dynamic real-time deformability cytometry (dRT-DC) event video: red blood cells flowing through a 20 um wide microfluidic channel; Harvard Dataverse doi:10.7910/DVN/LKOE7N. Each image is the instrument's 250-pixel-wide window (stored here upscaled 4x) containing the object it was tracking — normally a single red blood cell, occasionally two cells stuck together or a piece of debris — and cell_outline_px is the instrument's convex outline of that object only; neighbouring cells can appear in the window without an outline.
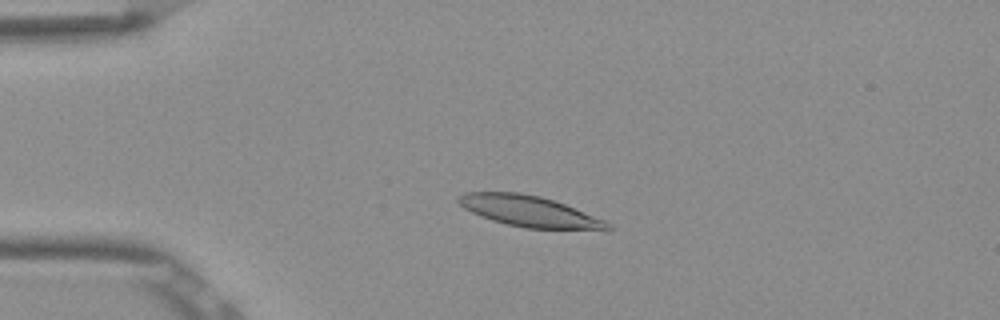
{"species": "Egyptian fruit bat (a non-hibernating species)", "species_latin": "Rousettus aegyptiacus", "temperature_condition": "room temperature", "stored_images_in_passage": 53, "camera_frame_rate_fps": 3000, "um_per_image_px": 0.085, "frame": {"image": 1, "passage_image": 13, "time_ms": 4.0, "image_size_px": [1000, 320], "cell_outline_px": [[616, 228], [608, 232], [524, 228], [492, 220], [480, 216], [464, 208], [456, 200], [464, 192], [520, 192], [540, 196], [564, 204], [604, 220], [612, 224]], "centroid_in_image_um": [45.13, 18.01], "position_along_channel_um": 39.9, "area_um2": 27.51}}
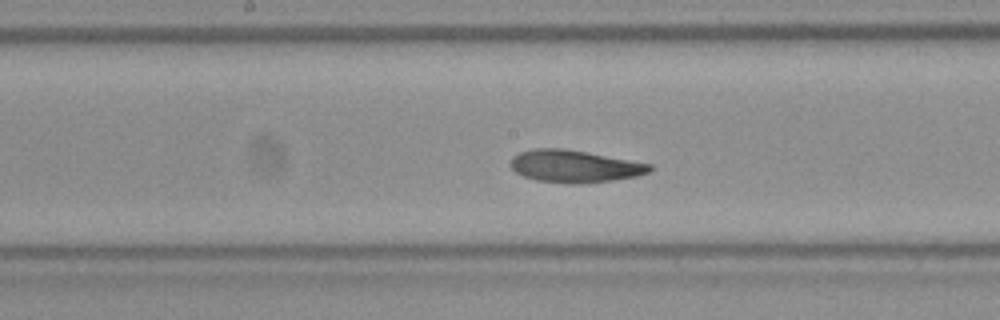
{"frame": {"image": 2, "passage_image": 28, "time_ms": 9.0, "image_size_px": [1000, 320], "cell_outline_px": [[652, 168], [648, 172], [636, 176], [612, 180], [572, 184], [536, 180], [524, 176], [516, 172], [508, 164], [512, 156], [520, 152], [532, 148], [564, 148], [652, 164]], "centroid_in_image_um": [48.78, 14.12], "position_along_channel_um": 199.4, "area_um2": 26.07}}
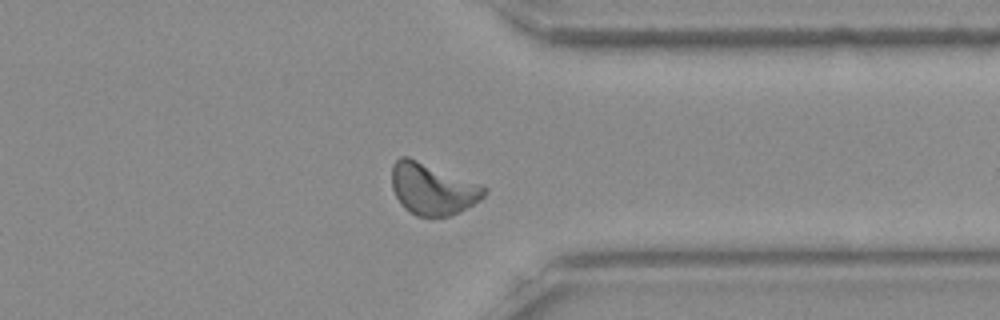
{"frame": {"image": 3, "passage_image": 42, "time_ms": 13.667, "image_size_px": [1000, 320], "cell_outline_px": [[488, 192], [480, 200], [448, 216], [416, 216], [404, 208], [400, 204], [392, 188], [392, 164], [400, 156], [408, 156], [488, 188]], "centroid_in_image_um": [36.72, 16.05], "position_along_channel_um": 374.7, "area_um2": 27.34}, "authors_computed_cell_mechanics": {"area_um2": 26.2412, "velocity_mm_per_s": 3.8202, "shape_relaxation_time_tau1_ms": 3.3524, "shape_relaxation_time_tau2_ms": 2.1788, "deformation_change_tau1": 0.1301, "deformation_change_tau2": 0.0743}}